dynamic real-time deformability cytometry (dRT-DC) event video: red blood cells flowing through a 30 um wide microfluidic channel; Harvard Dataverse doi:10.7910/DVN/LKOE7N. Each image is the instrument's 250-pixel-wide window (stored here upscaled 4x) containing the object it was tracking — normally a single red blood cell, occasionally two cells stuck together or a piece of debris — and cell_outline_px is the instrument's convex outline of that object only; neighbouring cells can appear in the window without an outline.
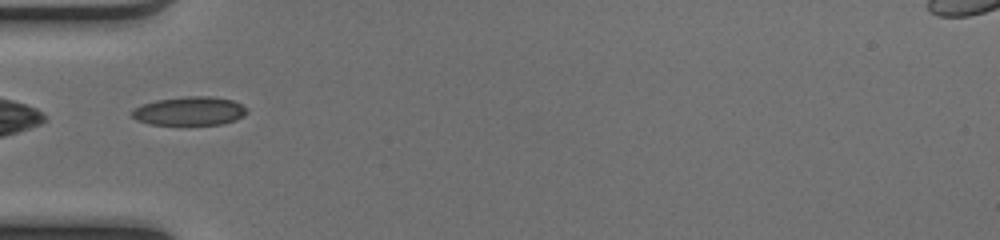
{"species": "common noctule bat (a hibernating species)", "species_latin": "Nyctalus noctula", "temperature_condition": "cold", "stored_images_in_passage": 32, "camera_frame_rate_fps": 3000, "um_per_image_px": 0.085, "animal": {"sex": "female", "body_mass_g": 17.0, "forearm_length_mm": 48.0}, "frame": {"image": 1, "passage_image": 1, "time_ms": 0.0, "image_size_px": [1000, 240], "cell_outline_px": [[248, 112], [244, 116], [236, 120], [220, 124], [148, 124], [136, 120], [132, 116], [132, 108], [156, 100], [184, 96], [212, 96], [232, 100], [248, 108]], "centroid_in_image_um": [16.12, 9.43], "position_along_channel_um": 68.9, "area_um2": 19.25}}
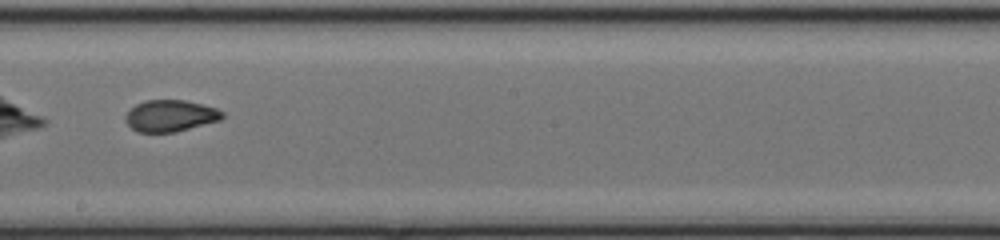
{"frame": {"image": 2, "passage_image": 13, "time_ms": 4.0, "image_size_px": [1000, 240], "cell_outline_px": [[224, 116], [220, 120], [176, 132], [136, 132], [124, 120], [124, 116], [136, 104], [144, 100], [184, 100], [216, 108], [224, 112]], "centroid_in_image_um": [14.47, 9.84], "position_along_channel_um": 233.7, "area_um2": 17.8}}
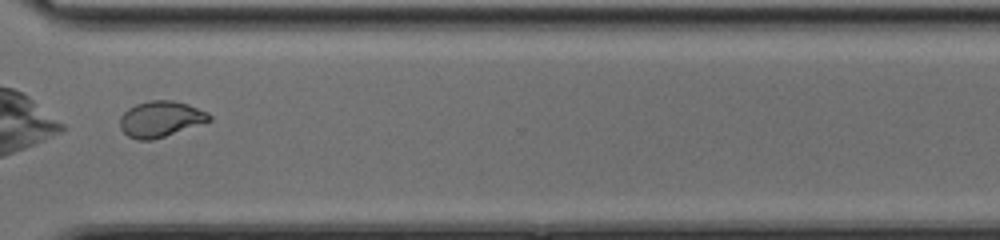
{"frame": {"image": 3, "passage_image": 22, "time_ms": 7.0, "image_size_px": [1000, 240], "cell_outline_px": [[212, 120], [152, 140], [140, 140], [128, 136], [120, 128], [120, 116], [128, 108], [136, 104], [152, 100], [172, 100], [188, 104], [208, 112], [212, 116]], "centroid_in_image_um": [13.65, 10.1], "position_along_channel_um": 357.0, "area_um2": 18.55}, "authors_computed_cell_mechanics": {"area_um2": 18.6405, "velocity_mm_per_s": 4.1105, "shape_relaxation_time_tau1_ms": 8.9399, "shape_relaxation_time_tau2_ms": 1.4617, "deformation_change_tau1": 0.2174, "deformation_change_tau2": 0.0552}}